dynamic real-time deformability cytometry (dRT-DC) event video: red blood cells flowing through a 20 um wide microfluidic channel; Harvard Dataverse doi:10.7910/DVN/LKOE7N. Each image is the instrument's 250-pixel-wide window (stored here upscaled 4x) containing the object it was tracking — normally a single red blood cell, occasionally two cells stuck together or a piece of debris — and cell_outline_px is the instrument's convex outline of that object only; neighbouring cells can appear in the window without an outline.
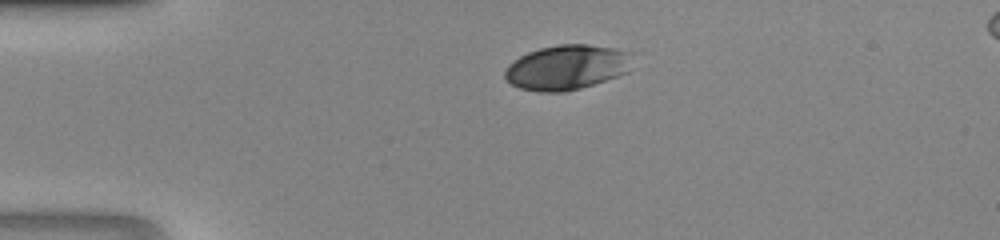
{"species": "human", "species_latin": "Homo sapiens", "temperature_condition": "room temperature", "stored_images_in_passage": 37, "camera_frame_rate_fps": 3000, "um_per_image_px": 0.085, "donor": {"sex": "male"}, "frame": {"image": 1, "passage_image": 1, "time_ms": 0.0, "image_size_px": [1000, 240], "cell_outline_px": [[632, 52], [628, 72], [580, 88], [564, 92], [540, 92], [520, 88], [512, 84], [504, 76], [504, 72], [508, 64], [520, 56], [528, 52], [540, 48], [560, 44], [588, 44], [612, 48]], "centroid_in_image_um": [48.16, 5.71], "position_along_channel_um": 36.8, "area_um2": 33.12}}
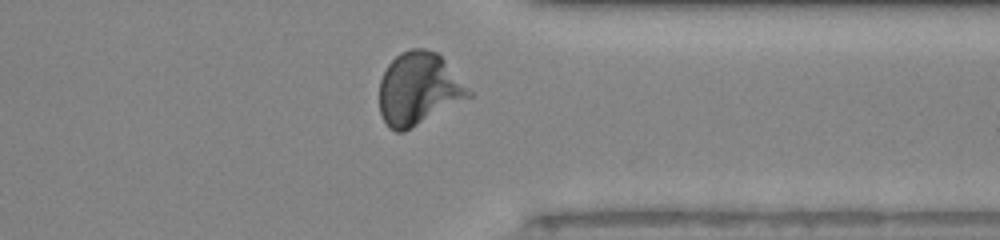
{"frame": {"image": 2, "passage_image": 27, "time_ms": 8.667, "image_size_px": [1000, 240], "cell_outline_px": [[472, 96], [404, 132], [396, 132], [388, 128], [380, 112], [380, 80], [388, 64], [400, 52], [412, 48], [424, 48], [436, 52], [444, 60], [472, 92]], "centroid_in_image_um": [35.56, 7.56], "position_along_channel_um": 375.8, "area_um2": 37.45}}
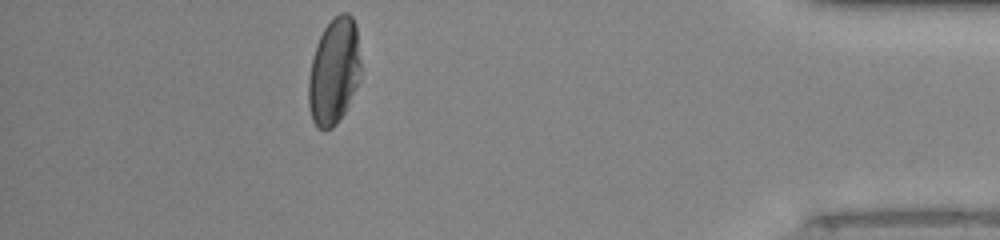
{"frame": {"image": 3, "passage_image": 32, "time_ms": 10.333, "image_size_px": [1000, 240], "cell_outline_px": [[360, 80], [344, 112], [336, 124], [332, 128], [324, 132], [316, 128], [312, 120], [308, 104], [308, 80], [312, 60], [316, 44], [324, 28], [340, 12], [348, 12], [352, 16], [356, 24], [360, 60]], "centroid_in_image_um": [28.38, 6.09], "position_along_channel_um": 406.8, "area_um2": 32.6}}